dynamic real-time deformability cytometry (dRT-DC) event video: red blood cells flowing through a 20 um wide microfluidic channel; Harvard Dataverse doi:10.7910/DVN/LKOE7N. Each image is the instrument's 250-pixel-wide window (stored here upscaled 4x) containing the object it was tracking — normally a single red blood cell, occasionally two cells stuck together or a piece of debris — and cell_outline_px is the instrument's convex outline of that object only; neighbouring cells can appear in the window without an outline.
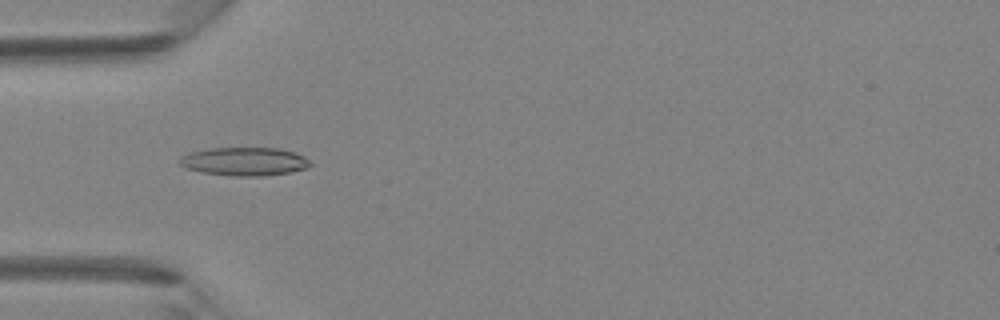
{"species": "Egyptian fruit bat (a non-hibernating species)", "species_latin": "Rousettus aegyptiacus", "temperature_condition": "room temperature", "stored_images_in_passage": 23, "camera_frame_rate_fps": 3000, "um_per_image_px": 0.085, "animal": {"sex": "female"}, "frame": {"image": 1, "passage_image": 13, "time_ms": 4.0, "image_size_px": [1000, 320], "cell_outline_px": [[312, 164], [304, 168], [288, 172], [264, 176], [232, 176], [200, 172], [188, 168], [180, 164], [180, 156], [188, 152], [208, 148], [280, 148], [296, 152], [304, 156]], "centroid_in_image_um": [20.76, 13.71], "position_along_channel_um": 64.2, "area_um2": 21.62}}
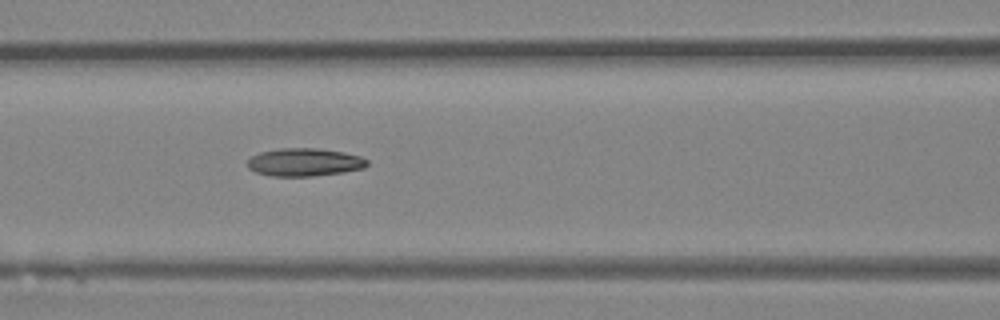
{"frame": {"image": 2, "passage_image": 18, "time_ms": 5.667, "image_size_px": [1000, 320], "cell_outline_px": [[368, 164], [364, 168], [344, 172], [312, 176], [272, 176], [256, 172], [248, 168], [248, 160], [252, 156], [260, 152], [280, 148], [316, 148], [344, 152], [360, 156], [368, 160]], "centroid_in_image_um": [25.89, 13.78], "position_along_channel_um": 140.7, "area_um2": 19.48}}
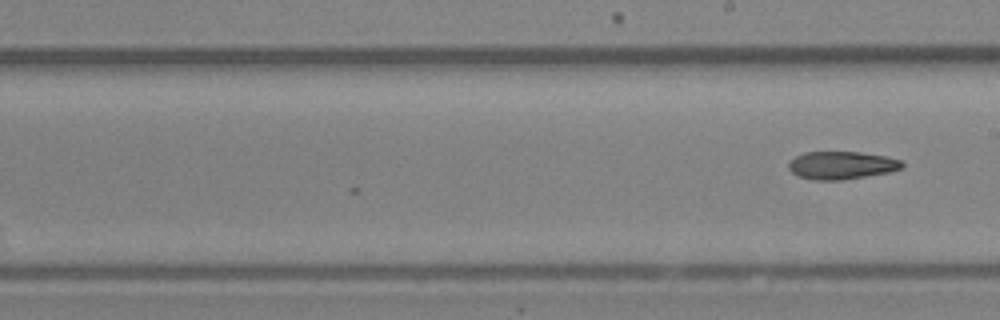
{"frame": {"image": 3, "passage_image": 23, "time_ms": 7.333, "image_size_px": [1000, 320], "cell_outline_px": [[904, 168], [888, 172], [840, 180], [816, 180], [800, 176], [792, 172], [788, 168], [788, 164], [796, 156], [804, 152], [860, 152], [884, 156], [900, 160], [904, 164]], "centroid_in_image_um": [71.54, 14.04], "position_along_channel_um": 217.5, "area_um2": 18.15}}